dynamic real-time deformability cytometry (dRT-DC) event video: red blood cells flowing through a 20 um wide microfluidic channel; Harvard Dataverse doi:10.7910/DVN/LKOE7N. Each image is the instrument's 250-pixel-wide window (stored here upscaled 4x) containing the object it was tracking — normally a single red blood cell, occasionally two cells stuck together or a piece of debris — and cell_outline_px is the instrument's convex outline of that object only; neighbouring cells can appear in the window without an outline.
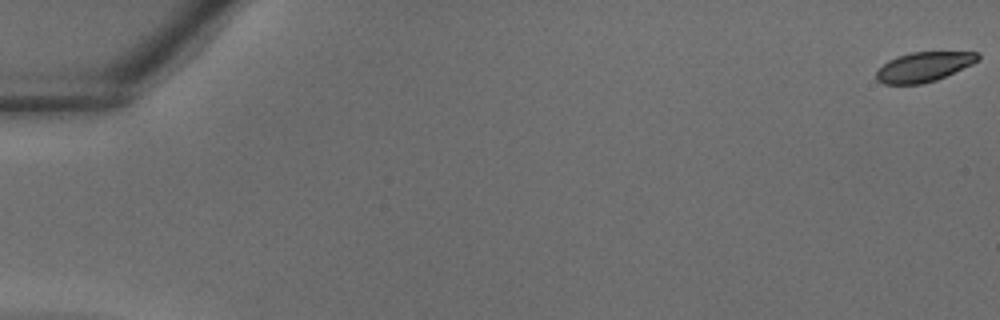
{"species": "common noctule bat (a hibernating species)", "species_latin": "Nyctalus noctula", "temperature_condition": "warm", "stored_images_in_passage": 11, "camera_frame_rate_fps": 3000, "um_per_image_px": 0.085, "animal": {"sex": "male", "body_mass_g": 18.8}, "frame": {"image": 1, "passage_image": 1, "time_ms": 0.0, "image_size_px": [1000, 320], "cell_outline_px": [[980, 60], [972, 64], [936, 80], [920, 84], [884, 84], [876, 80], [876, 72], [888, 60], [896, 56], [912, 52], [980, 52]], "centroid_in_image_um": [78.52, 5.68], "position_along_channel_um": 6.5, "area_um2": 17.51}}
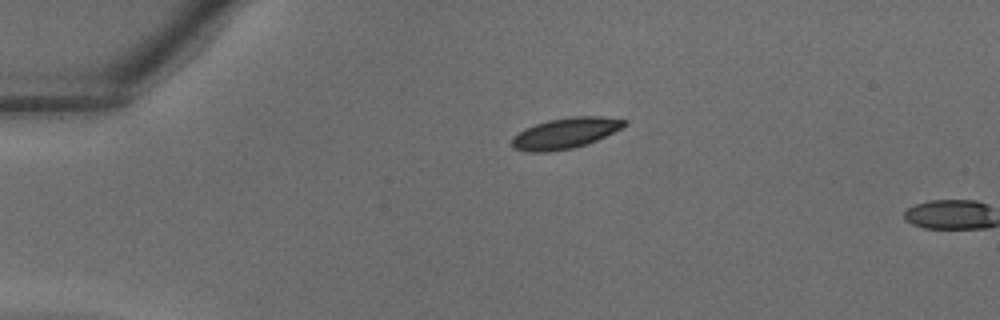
{"frame": {"image": 2, "passage_image": 10, "time_ms": 3.0, "image_size_px": [1000, 320], "cell_outline_px": [[628, 124], [588, 144], [572, 148], [548, 152], [528, 152], [512, 148], [512, 136], [524, 128], [548, 120], [572, 116], [600, 116], [628, 120]], "centroid_in_image_um": [48.02, 11.32], "position_along_channel_um": 37.0, "area_um2": 20.17}}